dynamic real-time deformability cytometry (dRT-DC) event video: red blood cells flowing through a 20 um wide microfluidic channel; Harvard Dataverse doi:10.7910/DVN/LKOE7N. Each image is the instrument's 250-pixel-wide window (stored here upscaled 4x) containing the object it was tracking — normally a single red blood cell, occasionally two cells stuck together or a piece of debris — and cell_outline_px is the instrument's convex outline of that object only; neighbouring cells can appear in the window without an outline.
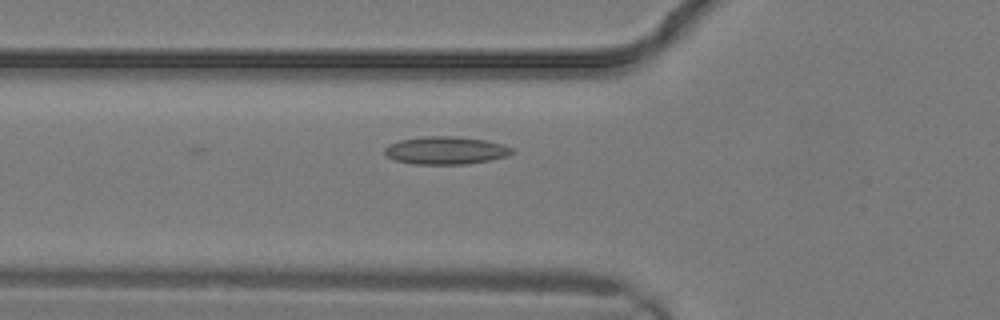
{"species": "common noctule bat (a hibernating species)", "species_latin": "Nyctalus noctula", "temperature_condition": "warm", "stored_images_in_passage": 5, "camera_frame_rate_fps": 3000, "um_per_image_px": 0.085, "animal": {"sex": "male", "body_mass_g": 19.2, "forearm_length_mm": 51.8}, "frame": {"image": 1, "passage_image": 3, "time_ms": 0.667, "image_size_px": [1000, 320], "cell_outline_px": [[516, 152], [508, 156], [468, 164], [412, 164], [396, 160], [388, 156], [384, 152], [384, 148], [388, 144], [400, 140], [428, 136], [456, 136], [484, 140], [504, 144], [512, 148]], "centroid_in_image_um": [37.91, 12.78], "position_along_channel_um": 87.9, "area_um2": 20.63}}
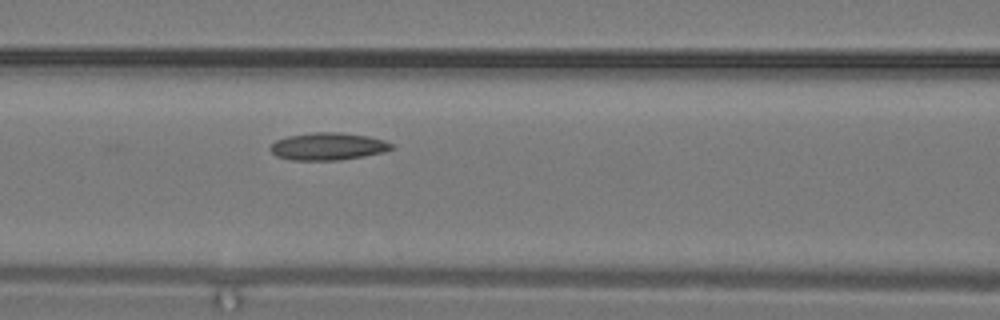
{"frame": {"image": 2, "passage_image": 5, "time_ms": 1.333, "image_size_px": [1000, 320], "cell_outline_px": [[396, 148], [384, 152], [364, 156], [340, 160], [292, 160], [276, 156], [268, 148], [276, 140], [288, 136], [312, 132], [340, 132], [368, 136], [384, 140], [392, 144]], "centroid_in_image_um": [27.89, 12.44], "position_along_channel_um": 138.7, "area_um2": 19.48}}